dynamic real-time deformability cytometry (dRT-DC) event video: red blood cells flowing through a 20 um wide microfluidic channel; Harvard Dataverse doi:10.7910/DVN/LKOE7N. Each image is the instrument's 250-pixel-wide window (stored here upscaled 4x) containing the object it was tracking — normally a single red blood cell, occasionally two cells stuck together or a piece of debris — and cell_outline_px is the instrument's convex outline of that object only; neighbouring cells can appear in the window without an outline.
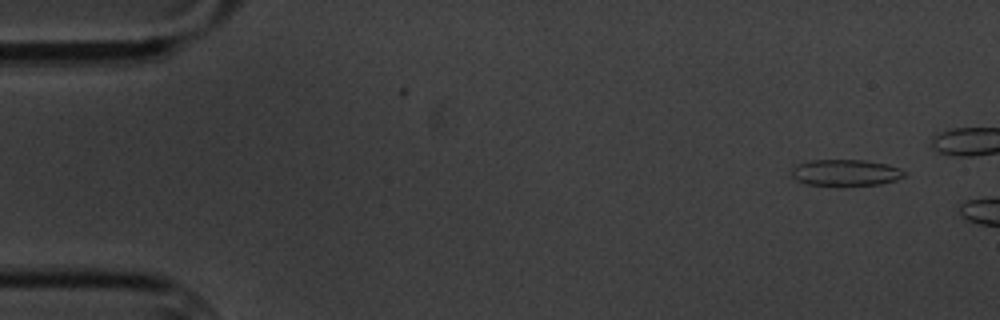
{"species": "common noctule bat (a hibernating species)", "species_latin": "Nyctalus noctula", "temperature_condition": "cold", "stored_images_in_passage": 7, "camera_frame_rate_fps": 3000, "um_per_image_px": 0.085, "animal": {"sex": "male", "body_mass_g": 20.1, "forearm_length_mm": 53.5}, "frame": {"image": 1, "passage_image": 1, "time_ms": 0.0, "image_size_px": [1000, 320], "cell_outline_px": [[904, 176], [896, 180], [880, 184], [808, 184], [796, 180], [792, 176], [792, 168], [796, 164], [808, 160], [864, 160], [888, 164], [900, 168], [904, 172]], "centroid_in_image_um": [71.86, 14.64], "position_along_channel_um": 13.1, "area_um2": 16.99}}